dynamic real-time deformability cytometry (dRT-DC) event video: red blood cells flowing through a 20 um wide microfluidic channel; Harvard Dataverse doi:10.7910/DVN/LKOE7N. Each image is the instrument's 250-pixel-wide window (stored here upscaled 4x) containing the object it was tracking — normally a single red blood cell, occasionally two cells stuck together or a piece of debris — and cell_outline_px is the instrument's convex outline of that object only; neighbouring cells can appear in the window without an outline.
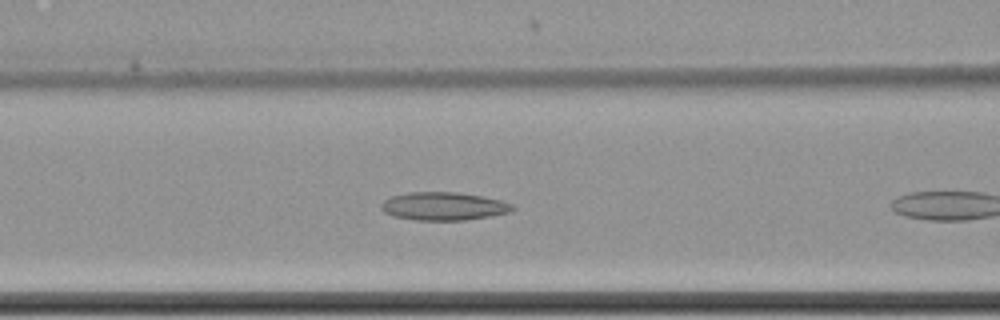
{"species": "common noctule bat (a hibernating species)", "species_latin": "Nyctalus noctula", "temperature_condition": "cold", "stored_images_in_passage": 9, "camera_frame_rate_fps": 3000, "um_per_image_px": 0.085, "animal": {"sex": "female", "body_mass_g": 22.7, "forearm_length_mm": 54.2}, "frame": {"image": 1, "passage_image": 8, "time_ms": 2.333, "image_size_px": [1000, 320], "cell_outline_px": [[516, 208], [512, 212], [492, 216], [464, 220], [416, 220], [392, 216], [384, 212], [380, 208], [380, 204], [384, 200], [392, 196], [408, 192], [456, 192], [484, 196], [500, 200], [512, 204]], "centroid_in_image_um": [37.72, 17.53], "position_along_channel_um": 128.9, "area_um2": 21.73}}